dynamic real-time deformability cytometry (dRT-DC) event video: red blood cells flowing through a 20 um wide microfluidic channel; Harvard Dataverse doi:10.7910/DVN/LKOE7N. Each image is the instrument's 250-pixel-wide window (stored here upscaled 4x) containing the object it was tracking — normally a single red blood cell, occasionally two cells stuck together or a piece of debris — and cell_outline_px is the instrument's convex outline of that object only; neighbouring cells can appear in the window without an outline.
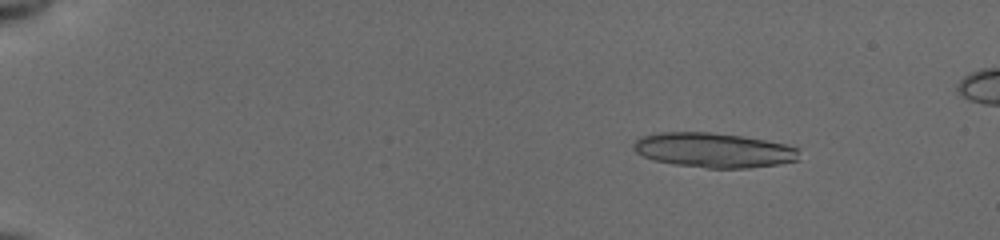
{"species": "common noctule bat (a hibernating species)", "species_latin": "Nyctalus noctula", "temperature_condition": "cold", "stored_images_in_passage": 57, "segment_of_instrument_passage": [1, 2], "camera_frame_rate_fps": 3000, "um_per_image_px": 0.085, "animal": {"sex": "female", "body_mass_g": 19.5, "forearm_length_mm": 54.1}, "frame": {"image": 1, "passage_image": 9, "time_ms": 2.667, "image_size_px": [1000, 240], "cell_outline_px": [[800, 160], [780, 164], [748, 168], [708, 168], [676, 164], [652, 160], [636, 152], [632, 148], [632, 144], [640, 136], [660, 132], [708, 132], [740, 136], [764, 140], [784, 144], [796, 148]], "centroid_in_image_um": [60.63, 12.76], "position_along_channel_um": 24.4, "area_um2": 33.41}}
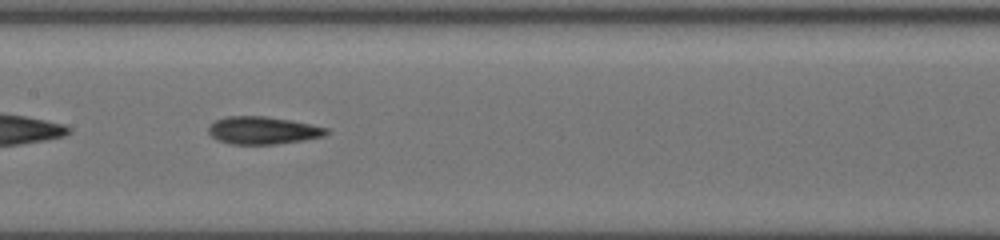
{"frame": {"image": 2, "passage_image": 31, "time_ms": 10.0, "image_size_px": [1000, 240], "cell_outline_px": [[328, 132], [324, 136], [304, 140], [276, 144], [228, 144], [216, 140], [208, 132], [208, 128], [216, 120], [228, 116], [268, 116], [292, 120], [328, 128]], "centroid_in_image_um": [22.34, 11.08], "position_along_channel_um": 185.1, "area_um2": 19.02}}
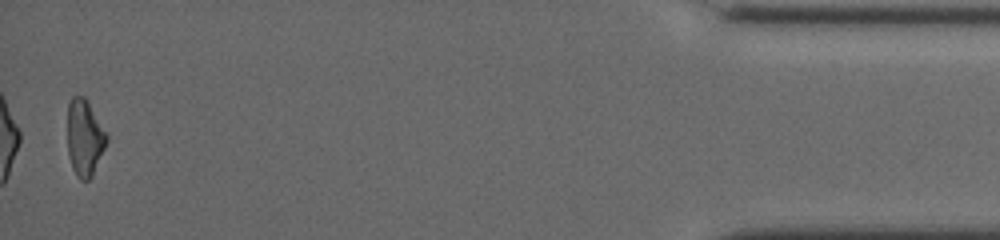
{"frame": {"image": 3, "passage_image": 55, "time_ms": 18.0, "image_size_px": [1000, 240], "cell_outline_px": [[108, 140], [92, 176], [88, 180], [80, 180], [76, 176], [72, 168], [68, 156], [68, 104], [72, 96], [84, 96], [88, 100], [108, 136]], "centroid_in_image_um": [7.18, 11.7], "position_along_channel_um": 428.0, "area_um2": 17.51}}